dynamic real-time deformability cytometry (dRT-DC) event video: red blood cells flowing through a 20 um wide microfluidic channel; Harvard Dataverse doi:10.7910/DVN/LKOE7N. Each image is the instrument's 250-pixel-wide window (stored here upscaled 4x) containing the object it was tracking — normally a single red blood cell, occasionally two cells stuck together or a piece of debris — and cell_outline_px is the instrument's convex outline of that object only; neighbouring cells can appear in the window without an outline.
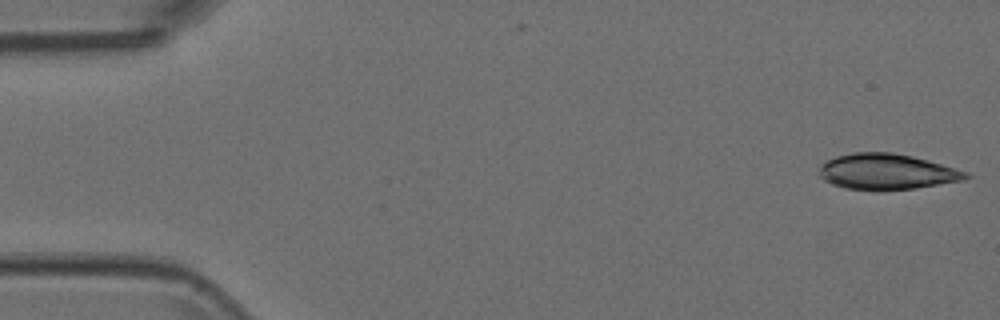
{"species": "Egyptian fruit bat (a non-hibernating species)", "species_latin": "Rousettus aegyptiacus", "temperature_condition": "room temperature", "stored_images_in_passage": 4, "camera_frame_rate_fps": 3000, "um_per_image_px": 0.085, "animal": {"sex": "female"}, "frame": {"image": 1, "passage_image": 1, "time_ms": 0.0, "image_size_px": [1000, 320], "cell_outline_px": [[972, 176], [964, 180], [916, 188], [880, 192], [872, 192], [844, 188], [832, 184], [824, 180], [816, 172], [820, 164], [836, 156], [852, 152], [892, 152], [912, 156], [928, 160], [968, 172]], "centroid_in_image_um": [75.33, 14.62], "position_along_channel_um": 9.7, "area_um2": 31.27}}
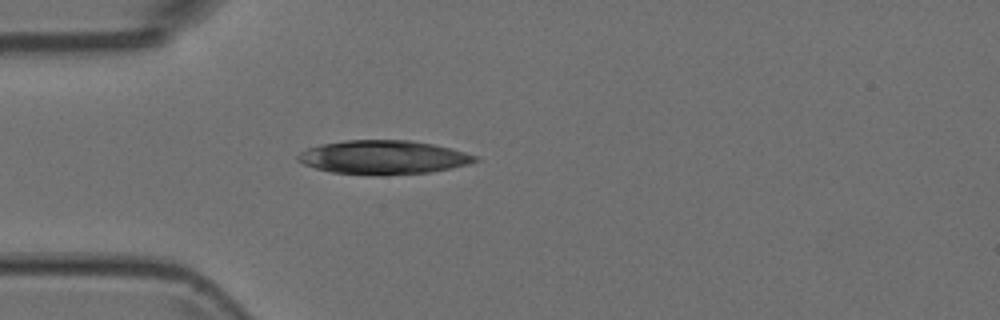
{"frame": {"image": 2, "passage_image": 4, "time_ms": 1.0, "image_size_px": [1000, 320], "cell_outline_px": [[480, 160], [468, 164], [452, 168], [428, 172], [332, 172], [316, 168], [304, 164], [296, 160], [296, 156], [300, 152], [308, 148], [320, 144], [344, 140], [408, 140], [432, 144], [464, 152], [476, 156]], "centroid_in_image_um": [32.55, 13.32], "position_along_channel_um": 52.4, "area_um2": 33.52}}